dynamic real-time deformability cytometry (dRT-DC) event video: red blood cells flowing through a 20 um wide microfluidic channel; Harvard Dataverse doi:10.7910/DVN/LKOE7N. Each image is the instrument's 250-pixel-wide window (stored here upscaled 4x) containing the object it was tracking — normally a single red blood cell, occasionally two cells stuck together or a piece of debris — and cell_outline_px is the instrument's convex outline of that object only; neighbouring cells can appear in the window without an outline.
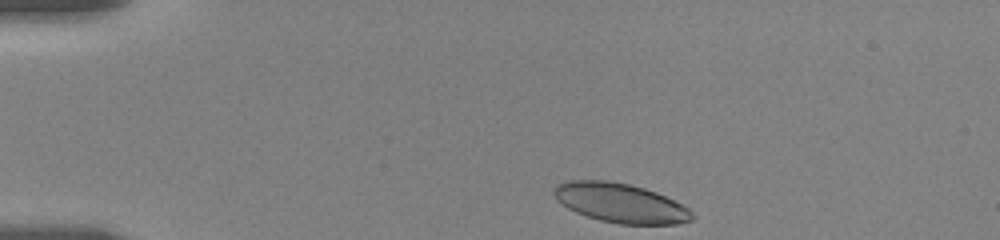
{"species": "human", "species_latin": "Homo sapiens", "temperature_condition": "room temperature", "stored_images_in_passage": 25, "camera_frame_rate_fps": 3000, "um_per_image_px": 0.085, "donor": {"sex": "female"}, "frame": {"image": 1, "passage_image": 1, "time_ms": 0.0, "image_size_px": [1000, 240], "cell_outline_px": [[696, 216], [692, 220], [676, 224], [620, 224], [600, 220], [576, 212], [568, 208], [556, 200], [552, 192], [552, 188], [556, 184], [568, 180], [608, 180], [628, 184], [644, 188], [656, 192], [688, 208]], "centroid_in_image_um": [52.7, 17.24], "position_along_channel_um": 32.3, "area_um2": 31.67}}
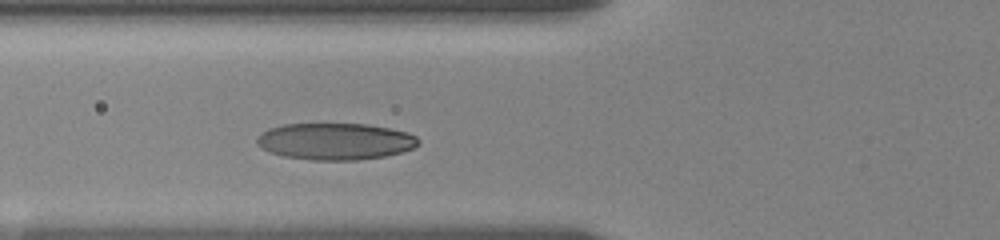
{"frame": {"image": 2, "passage_image": 14, "time_ms": 3.667, "image_size_px": [1000, 240], "cell_outline_px": [[420, 144], [412, 148], [400, 152], [384, 156], [356, 160], [312, 160], [284, 156], [260, 148], [256, 144], [256, 140], [268, 128], [284, 124], [368, 124], [408, 132], [416, 136], [420, 140]], "centroid_in_image_um": [28.51, 12.01], "position_along_channel_um": 97.3, "area_um2": 34.45}}
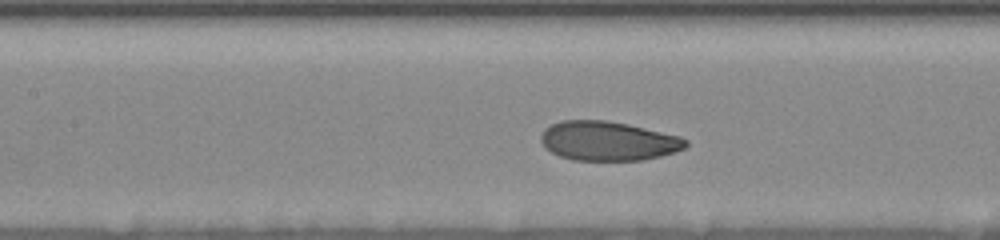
{"frame": {"image": 3, "passage_image": 23, "time_ms": 5.333, "image_size_px": [1000, 240], "cell_outline_px": [[688, 144], [684, 148], [676, 152], [660, 156], [640, 160], [572, 160], [560, 156], [544, 148], [540, 140], [540, 136], [544, 128], [560, 120], [604, 120], [628, 124], [680, 136], [688, 140]], "centroid_in_image_um": [51.66, 11.98], "position_along_channel_um": 155.7, "area_um2": 33.29}}